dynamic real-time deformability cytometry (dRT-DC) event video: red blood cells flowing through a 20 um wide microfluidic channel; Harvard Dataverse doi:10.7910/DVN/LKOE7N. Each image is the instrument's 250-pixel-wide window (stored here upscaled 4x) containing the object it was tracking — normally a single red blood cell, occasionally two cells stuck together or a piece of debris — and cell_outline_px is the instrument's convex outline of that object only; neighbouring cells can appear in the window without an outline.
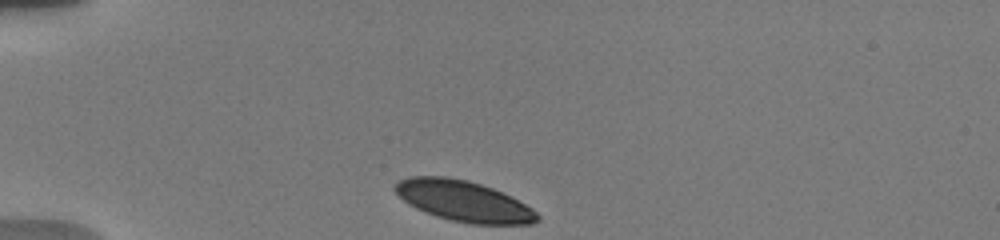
{"species": "human", "species_latin": "Homo sapiens", "temperature_condition": "warm", "stored_images_in_passage": 11, "camera_frame_rate_fps": 3000, "um_per_image_px": 0.085, "donor": {"sex": "male"}, "frame": {"image": 1, "passage_image": 1, "time_ms": 0.0, "image_size_px": [1000, 240], "cell_outline_px": [[540, 220], [532, 224], [472, 224], [452, 220], [436, 216], [416, 208], [408, 204], [392, 188], [400, 180], [408, 176], [444, 176], [468, 180], [492, 188], [512, 196], [532, 208], [540, 216]], "centroid_in_image_um": [39.43, 17.09], "position_along_channel_um": 45.6, "area_um2": 33.76}}
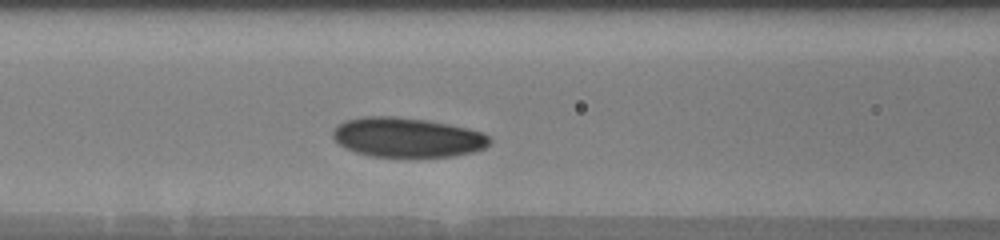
{"frame": {"image": 2, "passage_image": 7, "time_ms": 3.333, "image_size_px": [1000, 240], "cell_outline_px": [[492, 140], [484, 148], [472, 152], [452, 156], [368, 156], [344, 148], [332, 136], [332, 132], [336, 124], [344, 120], [364, 116], [396, 116], [424, 120], [448, 124], [468, 128], [484, 132]], "centroid_in_image_um": [34.58, 11.66], "position_along_channel_um": 132.0, "area_um2": 36.18}}
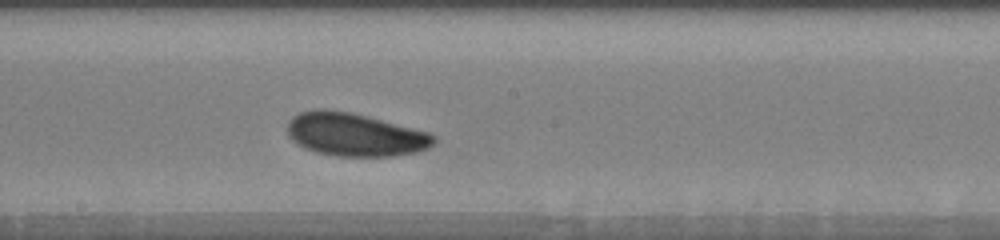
{"frame": {"image": 3, "passage_image": 11, "time_ms": 5.667, "image_size_px": [1000, 240], "cell_outline_px": [[436, 140], [428, 148], [416, 152], [392, 156], [336, 156], [316, 152], [304, 148], [292, 140], [288, 136], [288, 120], [292, 116], [300, 112], [352, 112], [368, 116], [428, 132], [436, 136]], "centroid_in_image_um": [30.2, 11.47], "position_along_channel_um": 218.0, "area_um2": 36.13}}